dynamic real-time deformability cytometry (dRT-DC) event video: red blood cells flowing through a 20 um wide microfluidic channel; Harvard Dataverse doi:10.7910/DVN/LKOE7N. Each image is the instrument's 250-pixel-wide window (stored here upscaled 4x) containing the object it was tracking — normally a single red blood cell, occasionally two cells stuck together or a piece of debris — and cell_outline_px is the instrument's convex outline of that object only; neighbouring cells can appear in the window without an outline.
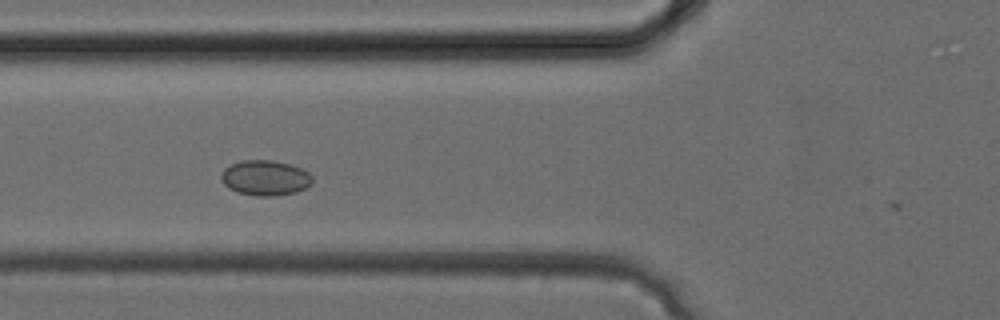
{"species": "common noctule bat (a hibernating species)", "species_latin": "Nyctalus noctula", "temperature_condition": "cold", "stored_images_in_passage": 15, "camera_frame_rate_fps": 3000, "um_per_image_px": 0.085, "animal": {"sex": "female", "body_mass_g": 24.6, "forearm_length_mm": 56.2}, "frame": {"image": 1, "passage_image": 3, "time_ms": 0.667, "image_size_px": [1000, 320], "cell_outline_px": [[308, 184], [300, 188], [288, 192], [244, 192], [232, 188], [224, 180], [224, 172], [228, 168], [236, 164], [284, 164], [296, 168], [304, 172]], "centroid_in_image_um": [22.51, 15.13], "position_along_channel_um": 103.3, "area_um2": 14.62}}
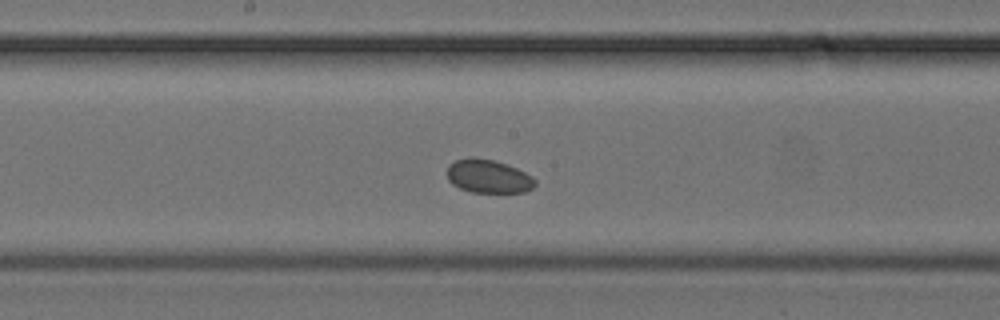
{"frame": {"image": 2, "passage_image": 8, "time_ms": 2.333, "image_size_px": [1000, 320], "cell_outline_px": [[532, 184], [528, 188], [516, 192], [480, 192], [464, 188], [456, 184], [448, 176], [448, 168], [452, 164], [460, 160], [488, 160], [512, 168], [528, 176], [532, 180]], "centroid_in_image_um": [41.46, 15.02], "position_along_channel_um": 206.7, "area_um2": 14.91}}
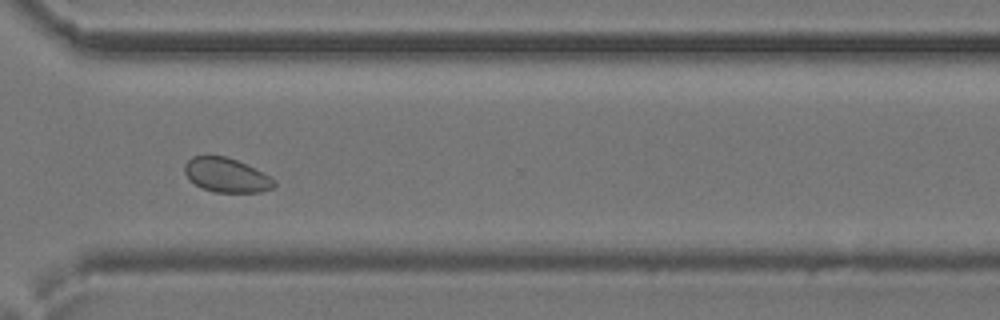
{"frame": {"image": 3, "passage_image": 15, "time_ms": 4.667, "image_size_px": [1000, 320], "cell_outline_px": [[264, 188], [248, 192], [224, 192], [208, 188], [196, 184], [188, 176], [188, 164], [196, 156], [220, 156], [232, 160], [256, 172]], "centroid_in_image_um": [18.96, 14.86], "position_along_channel_um": 351.6, "area_um2": 14.57}}